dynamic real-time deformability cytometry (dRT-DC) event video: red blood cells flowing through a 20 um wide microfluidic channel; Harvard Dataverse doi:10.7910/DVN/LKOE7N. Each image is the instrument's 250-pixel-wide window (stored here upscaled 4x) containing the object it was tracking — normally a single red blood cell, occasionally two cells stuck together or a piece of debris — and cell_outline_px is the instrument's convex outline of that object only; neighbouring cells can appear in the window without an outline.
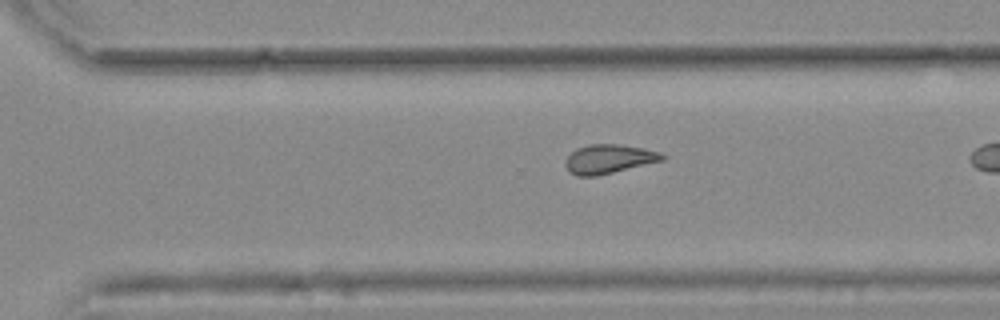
{"species": "common noctule bat (a hibernating species)", "species_latin": "Nyctalus noctula", "temperature_condition": "warm", "stored_images_in_passage": 29, "camera_frame_rate_fps": 3000, "um_per_image_px": 0.085, "animal": {"sex": "female", "body_mass_g": 25.1}, "frame": {"image": 1, "passage_image": 25, "time_ms": 8.0, "image_size_px": [1000, 320], "cell_outline_px": [[664, 160], [596, 176], [576, 176], [568, 172], [564, 164], [564, 160], [576, 148], [588, 144], [620, 144], [644, 148], [660, 152], [664, 156]], "centroid_in_image_um": [51.7, 13.51], "position_along_channel_um": 318.9, "area_um2": 16.47}}